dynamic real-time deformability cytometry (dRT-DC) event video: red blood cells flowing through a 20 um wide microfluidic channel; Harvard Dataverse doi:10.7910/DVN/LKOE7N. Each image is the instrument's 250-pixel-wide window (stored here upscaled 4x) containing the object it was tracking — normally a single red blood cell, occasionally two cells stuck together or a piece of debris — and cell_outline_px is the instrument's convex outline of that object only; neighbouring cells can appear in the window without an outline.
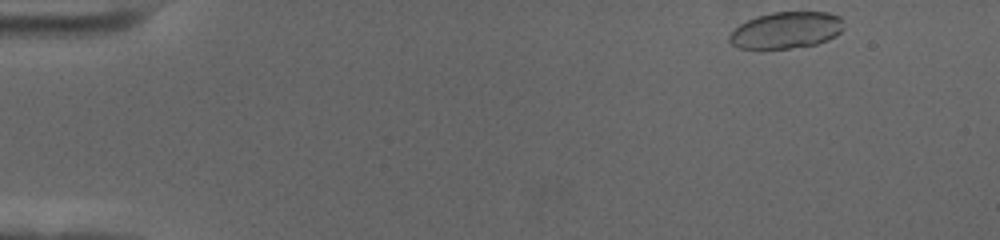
{"species": "human", "species_latin": "Homo sapiens", "temperature_condition": "cold", "stored_images_in_passage": 53, "camera_frame_rate_fps": 3000, "um_per_image_px": 0.085, "donor": {"sex": "female"}, "frame": {"image": 1, "passage_image": 1, "time_ms": 0.0, "image_size_px": [1000, 240], "cell_outline_px": [[844, 28], [836, 36], [828, 40], [816, 44], [788, 48], [740, 48], [732, 44], [728, 40], [728, 36], [740, 24], [756, 16], [772, 12], [828, 12], [840, 16]], "centroid_in_image_um": [66.85, 2.55], "position_along_channel_um": 18.2, "area_um2": 24.28}}
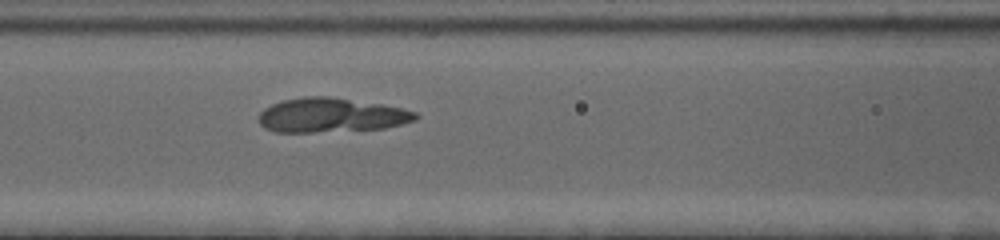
{"frame": {"image": 2, "passage_image": 21, "time_ms": 6.667, "image_size_px": [1000, 240], "cell_outline_px": [[420, 116], [416, 120], [384, 128], [312, 132], [276, 132], [264, 128], [260, 124], [260, 112], [264, 108], [272, 104], [284, 100], [304, 96], [328, 96], [380, 104], [400, 108], [416, 112]], "centroid_in_image_um": [28.13, 9.79], "position_along_channel_um": 138.5, "area_um2": 31.1}}
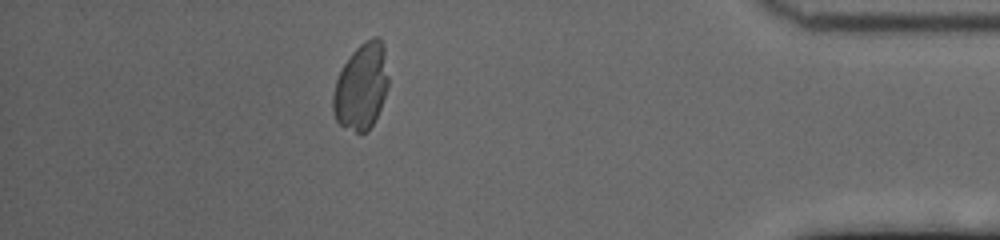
{"frame": {"image": 3, "passage_image": 47, "time_ms": 15.333, "image_size_px": [1000, 240], "cell_outline_px": [[388, 88], [380, 108], [372, 124], [364, 132], [356, 132], [340, 124], [336, 120], [332, 112], [332, 96], [336, 80], [344, 64], [352, 52], [360, 44], [372, 36], [380, 36], [384, 48], [388, 76]], "centroid_in_image_um": [30.71, 7.33], "position_along_channel_um": 404.5, "area_um2": 27.69}, "authors_computed_cell_mechanics": {"area_um2": 28.9, "velocity_mm_per_s": 3.5243, "shape_relaxation_time_tau1_ms": 4.8914, "shape_relaxation_time_tau2_ms": null, "deformation_change_tau1": 0.304, "deformation_change_tau2": null}}